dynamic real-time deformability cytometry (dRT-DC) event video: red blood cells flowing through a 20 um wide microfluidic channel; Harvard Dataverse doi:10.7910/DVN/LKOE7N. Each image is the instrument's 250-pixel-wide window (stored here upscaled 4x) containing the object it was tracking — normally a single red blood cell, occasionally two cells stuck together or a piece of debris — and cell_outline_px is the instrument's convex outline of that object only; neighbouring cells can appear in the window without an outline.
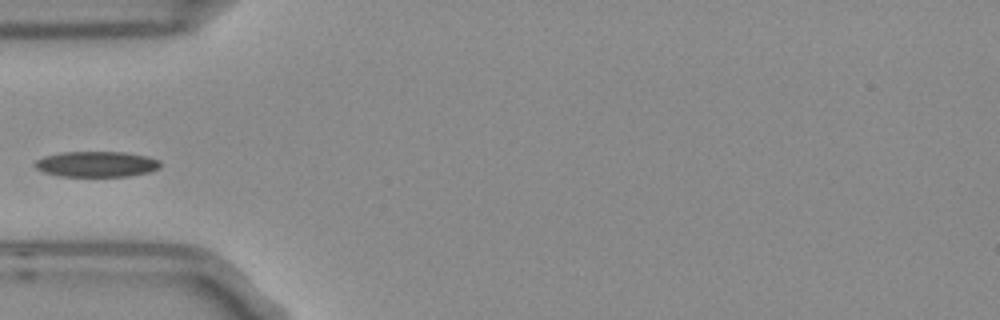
{"species": "Egyptian fruit bat (a non-hibernating species)", "species_latin": "Rousettus aegyptiacus", "temperature_condition": "room temperature", "stored_images_in_passage": 6, "camera_frame_rate_fps": 3000, "um_per_image_px": 0.085, "frame": {"image": 1, "passage_image": 5, "time_ms": 1.333, "image_size_px": [1000, 320], "cell_outline_px": [[160, 168], [148, 172], [128, 176], [60, 176], [44, 172], [36, 168], [36, 160], [44, 156], [64, 152], [120, 152], [148, 156], [160, 160]], "centroid_in_image_um": [8.23, 13.95], "position_along_channel_um": 76.8, "area_um2": 18.55}}
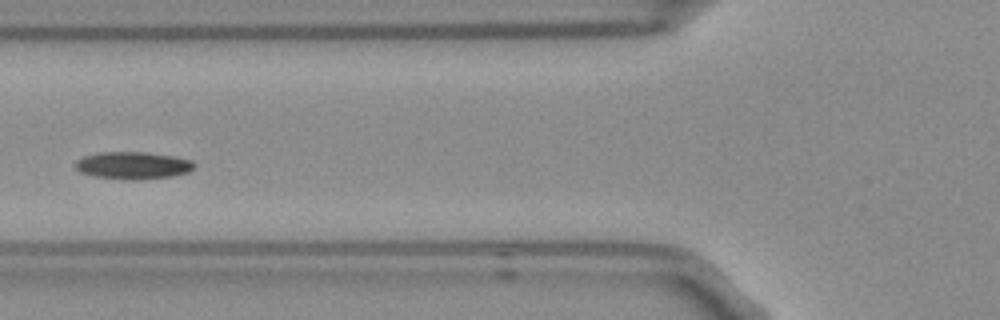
{"frame": {"image": 2, "passage_image": 6, "time_ms": 1.667, "image_size_px": [1000, 320], "cell_outline_px": [[196, 164], [188, 172], [172, 176], [136, 180], [124, 180], [92, 176], [80, 172], [76, 168], [76, 160], [84, 156], [100, 152], [144, 152], [172, 156], [192, 160]], "centroid_in_image_um": [11.28, 14.07], "position_along_channel_um": 114.5, "area_um2": 18.96}}